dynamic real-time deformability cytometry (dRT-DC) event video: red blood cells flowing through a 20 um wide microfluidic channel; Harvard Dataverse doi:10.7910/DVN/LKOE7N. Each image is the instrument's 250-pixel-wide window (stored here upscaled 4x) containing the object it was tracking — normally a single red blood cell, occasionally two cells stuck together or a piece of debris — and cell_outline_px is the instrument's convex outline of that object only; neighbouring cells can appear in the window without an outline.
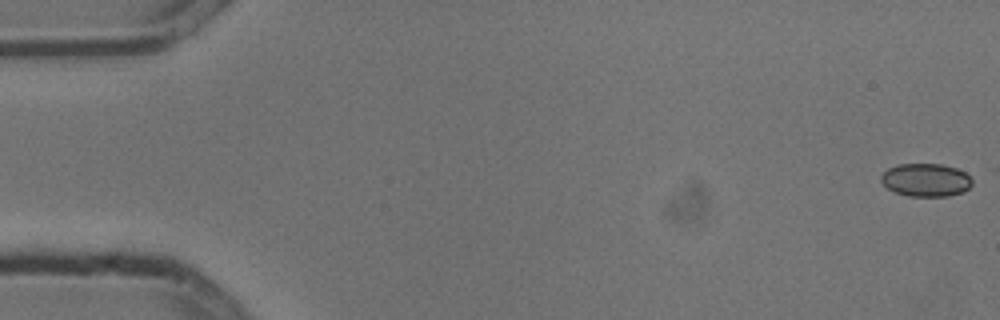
{"species": "common noctule bat (a hibernating species)", "species_latin": "Nyctalus noctula", "temperature_condition": "cold", "stored_images_in_passage": 4, "camera_frame_rate_fps": 3000, "um_per_image_px": 0.085, "animal": {"sex": "male", "body_mass_g": 13.3}, "frame": {"image": 1, "passage_image": 1, "time_ms": 0.0, "image_size_px": [1000, 320], "cell_outline_px": [[972, 184], [964, 192], [948, 196], [908, 196], [896, 192], [888, 188], [880, 180], [880, 176], [888, 168], [896, 164], [940, 164], [956, 168], [964, 172], [972, 180]], "centroid_in_image_um": [78.69, 15.3], "position_along_channel_um": 6.3, "area_um2": 17.51}}